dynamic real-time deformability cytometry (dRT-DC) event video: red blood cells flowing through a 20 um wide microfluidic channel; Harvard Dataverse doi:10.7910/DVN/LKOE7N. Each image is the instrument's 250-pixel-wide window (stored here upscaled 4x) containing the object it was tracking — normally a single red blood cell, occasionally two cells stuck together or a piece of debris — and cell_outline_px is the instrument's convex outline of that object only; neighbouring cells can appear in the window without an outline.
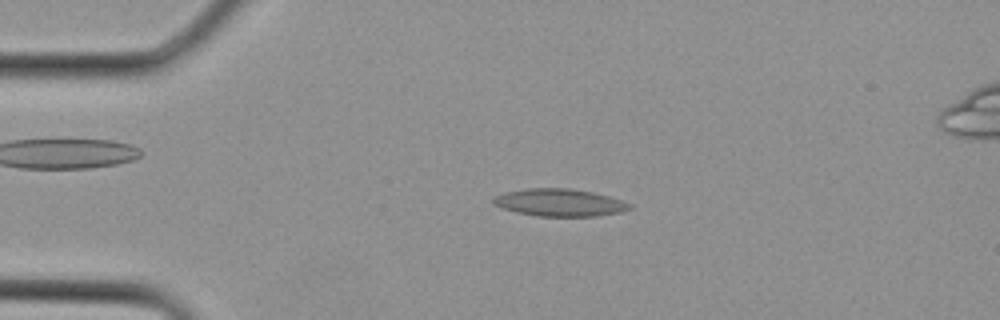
{"species": "Egyptian fruit bat (a non-hibernating species)", "species_latin": "Rousettus aegyptiacus", "temperature_condition": "cold", "stored_images_in_passage": 2, "camera_frame_rate_fps": 3000, "um_per_image_px": 0.085, "animal": {"sex": "female"}, "frame": {"image": 1, "passage_image": 1, "time_ms": 0.0, "image_size_px": [1000, 320], "cell_outline_px": [[632, 208], [620, 212], [596, 216], [536, 216], [516, 212], [492, 204], [492, 196], [504, 192], [528, 188], [568, 188], [592, 192], [608, 196], [632, 204]], "centroid_in_image_um": [47.52, 17.21], "position_along_channel_um": 37.5, "area_um2": 21.79}}